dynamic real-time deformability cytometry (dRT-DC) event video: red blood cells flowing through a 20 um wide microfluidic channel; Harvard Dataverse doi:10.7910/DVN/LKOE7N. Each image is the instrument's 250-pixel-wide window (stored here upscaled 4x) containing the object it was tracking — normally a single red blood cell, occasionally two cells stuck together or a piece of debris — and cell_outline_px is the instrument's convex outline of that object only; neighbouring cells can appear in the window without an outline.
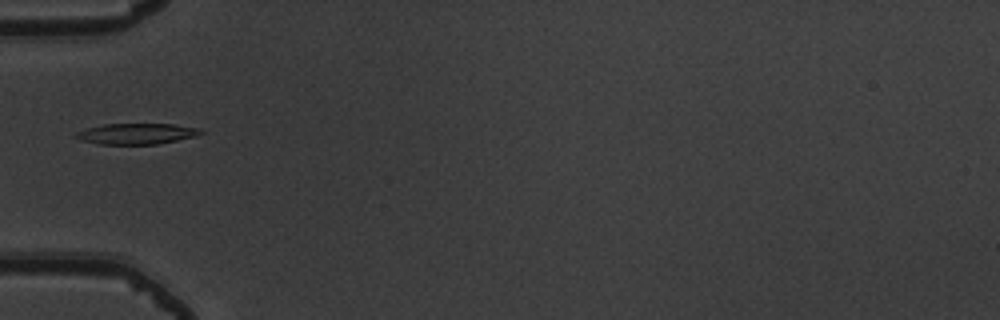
{"species": "common noctule bat (a hibernating species)", "species_latin": "Nyctalus noctula", "temperature_condition": "warm", "stored_images_in_passage": 35, "camera_frame_rate_fps": 3000, "um_per_image_px": 0.085, "animal": {"sex": "male", "body_mass_g": 19.5, "forearm_length_mm": 54.6}, "frame": {"image": 1, "passage_image": 1, "time_ms": 0.0, "image_size_px": [1000, 320], "cell_outline_px": [[204, 132], [196, 136], [156, 144], [100, 144], [84, 140], [76, 136], [76, 132], [88, 128], [104, 124], [172, 124], [200, 128]], "centroid_in_image_um": [11.66, 11.36], "position_along_channel_um": 73.3, "area_um2": 14.85}}
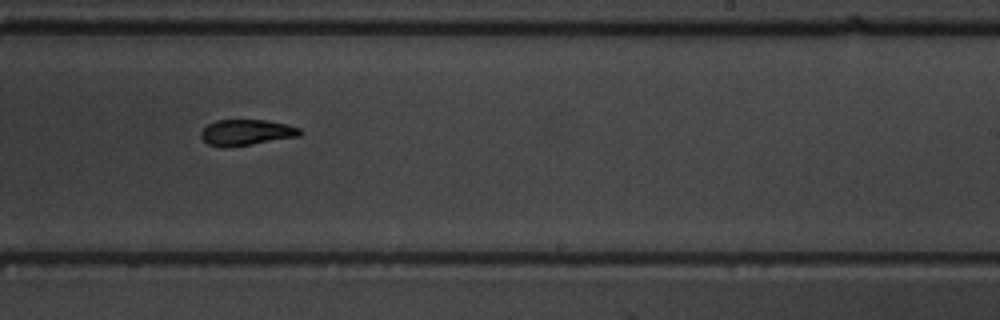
{"frame": {"image": 2, "passage_image": 16, "time_ms": 5.0, "image_size_px": [1000, 320], "cell_outline_px": [[304, 132], [300, 136], [228, 148], [224, 148], [208, 144], [200, 136], [200, 132], [208, 124], [216, 120], [264, 120], [288, 124], [300, 128]], "centroid_in_image_um": [20.95, 11.26], "position_along_channel_um": 268.0, "area_um2": 15.09}}
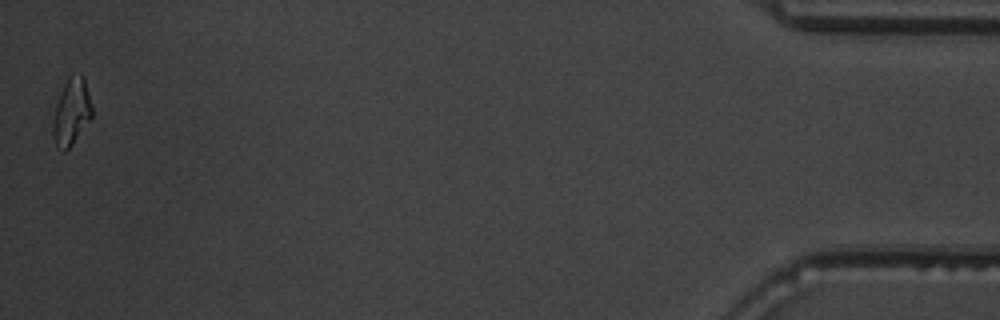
{"frame": {"image": 3, "passage_image": 35, "time_ms": 11.333, "image_size_px": [1000, 320], "cell_outline_px": [[92, 116], [72, 144], [64, 152], [56, 148], [52, 136], [52, 120], [56, 104], [60, 92], [68, 76], [80, 72], [84, 76], [92, 108]], "centroid_in_image_um": [6.04, 9.5], "position_along_channel_um": 429.2, "area_um2": 15.32}, "authors_computed_cell_mechanics": {"area_um2": 15.606, "velocity_mm_per_s": 3.8934, "shape_relaxation_time_tau1_ms": 4.7489, "shape_relaxation_time_tau2_ms": 2.4091, "deformation_change_tau1": 0.1594, "deformation_change_tau2": 0.0931}}